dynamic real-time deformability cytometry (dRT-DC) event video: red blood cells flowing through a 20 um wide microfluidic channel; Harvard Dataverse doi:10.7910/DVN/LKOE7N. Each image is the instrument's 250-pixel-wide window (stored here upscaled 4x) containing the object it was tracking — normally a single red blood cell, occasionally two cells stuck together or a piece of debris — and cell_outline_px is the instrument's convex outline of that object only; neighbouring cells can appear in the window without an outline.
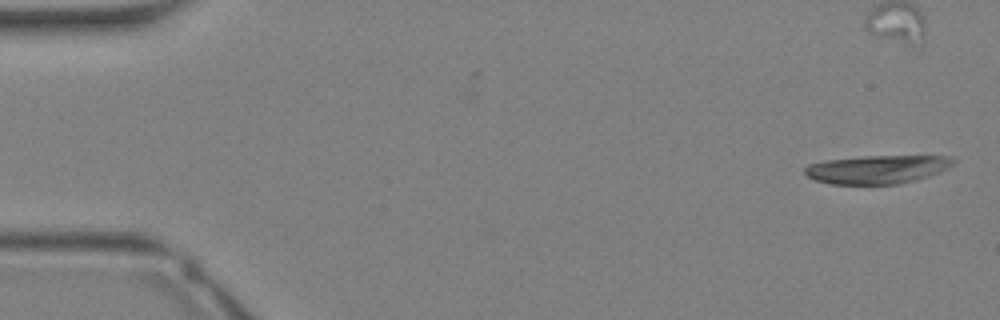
{"species": "Egyptian fruit bat (a non-hibernating species)", "species_latin": "Rousettus aegyptiacus", "temperature_condition": "warm", "stored_images_in_passage": 2, "camera_frame_rate_fps": 3000, "um_per_image_px": 0.085, "animal": {"sex": "female"}, "frame": {"image": 1, "passage_image": 2, "time_ms": 0.333, "image_size_px": [1000, 320], "cell_outline_px": [[956, 160], [948, 168], [940, 172], [928, 176], [896, 184], [828, 184], [816, 180], [808, 176], [804, 172], [804, 168], [808, 164], [824, 160], [864, 156], [952, 156]], "centroid_in_image_um": [74.54, 14.39], "position_along_channel_um": 10.5, "area_um2": 24.57}}